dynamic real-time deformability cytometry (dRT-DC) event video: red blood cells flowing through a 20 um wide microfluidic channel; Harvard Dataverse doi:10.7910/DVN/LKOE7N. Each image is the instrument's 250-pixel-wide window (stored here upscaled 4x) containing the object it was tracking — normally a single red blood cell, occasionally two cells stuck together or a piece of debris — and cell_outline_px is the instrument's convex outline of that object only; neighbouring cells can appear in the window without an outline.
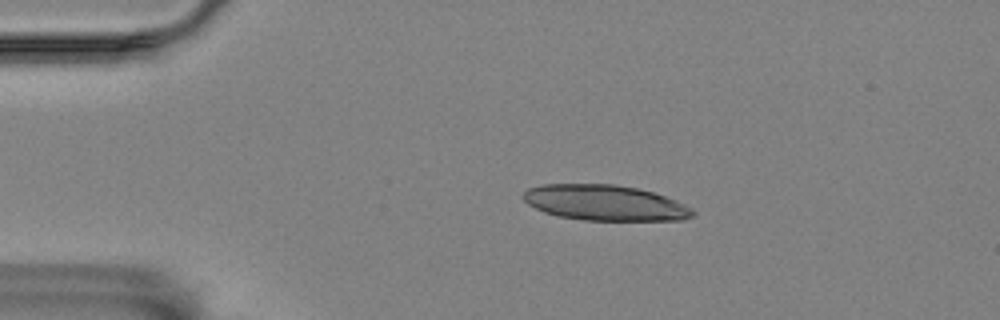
{"species": "Egyptian fruit bat (a non-hibernating species)", "species_latin": "Rousettus aegyptiacus", "temperature_condition": "room temperature", "stored_images_in_passage": 9, "camera_frame_rate_fps": 3000, "um_per_image_px": 0.085, "animal": {"sex": "female"}, "frame": {"image": 1, "passage_image": 1, "time_ms": 0.0, "image_size_px": [1000, 320], "cell_outline_px": [[696, 212], [692, 216], [684, 220], [584, 220], [560, 216], [544, 212], [528, 204], [524, 200], [524, 192], [528, 188], [544, 184], [612, 184], [636, 188], [652, 192], [676, 200], [692, 208]], "centroid_in_image_um": [51.44, 17.24], "position_along_channel_um": 33.6, "area_um2": 34.91}}